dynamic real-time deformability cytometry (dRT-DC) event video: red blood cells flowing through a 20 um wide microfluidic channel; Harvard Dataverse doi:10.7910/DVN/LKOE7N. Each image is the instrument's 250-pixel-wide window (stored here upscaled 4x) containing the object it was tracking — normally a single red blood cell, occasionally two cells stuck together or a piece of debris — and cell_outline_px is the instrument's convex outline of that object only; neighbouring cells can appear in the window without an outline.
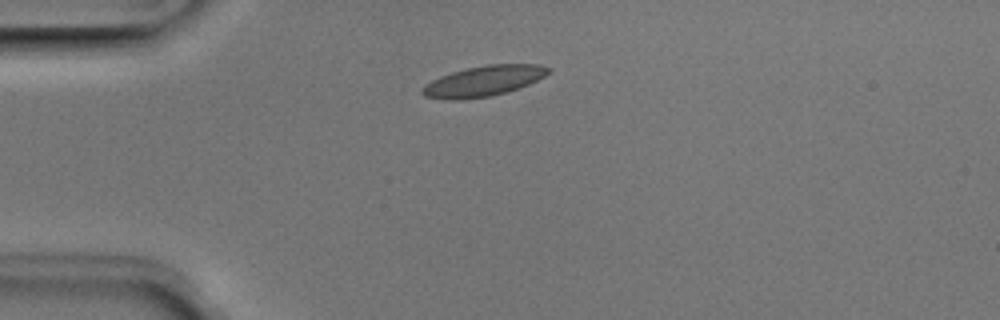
{"species": "Egyptian fruit bat (a non-hibernating species)", "species_latin": "Rousettus aegyptiacus", "temperature_condition": "room temperature", "stored_images_in_passage": 5, "camera_frame_rate_fps": 3000, "um_per_image_px": 0.085, "animal": {"sex": "male"}, "frame": {"image": 1, "passage_image": 2, "time_ms": 0.333, "image_size_px": [1000, 320], "cell_outline_px": [[552, 68], [544, 76], [528, 84], [504, 92], [488, 96], [460, 100], [444, 100], [424, 96], [420, 92], [420, 88], [424, 84], [440, 76], [452, 72], [468, 68], [488, 64], [540, 64]], "centroid_in_image_um": [41.03, 6.89], "position_along_channel_um": 44.0, "area_um2": 22.25}}